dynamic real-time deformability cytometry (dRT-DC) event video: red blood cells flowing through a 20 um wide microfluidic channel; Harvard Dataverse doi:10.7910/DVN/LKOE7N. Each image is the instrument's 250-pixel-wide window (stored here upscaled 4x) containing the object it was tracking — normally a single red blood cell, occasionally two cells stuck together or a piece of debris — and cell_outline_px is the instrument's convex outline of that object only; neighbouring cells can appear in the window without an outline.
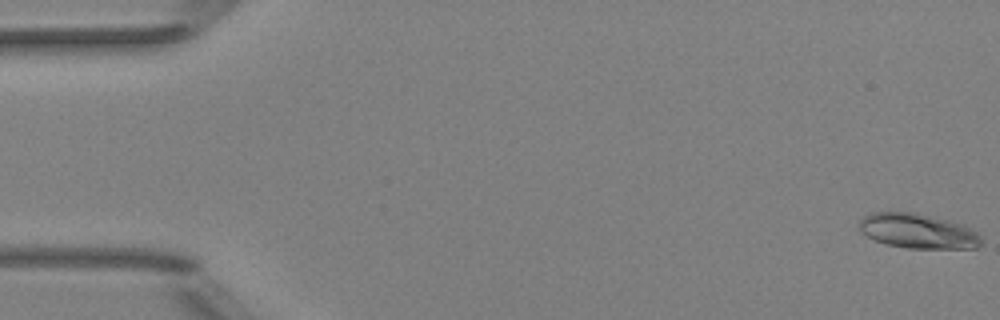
{"species": "Egyptian fruit bat (a non-hibernating species)", "species_latin": "Rousettus aegyptiacus", "temperature_condition": "room temperature", "stored_images_in_passage": 52, "camera_frame_rate_fps": 3000, "um_per_image_px": 0.085, "animal": {"sex": "female"}, "frame": {"image": 1, "passage_image": 1, "time_ms": 0.0, "image_size_px": [1000, 320], "cell_outline_px": [[984, 240], [976, 248], [908, 248], [888, 244], [876, 240], [860, 232], [860, 220], [864, 216], [872, 212], [916, 212], [964, 224], [972, 228]], "centroid_in_image_um": [78.06, 19.63], "position_along_channel_um": 6.9, "area_um2": 24.74}}
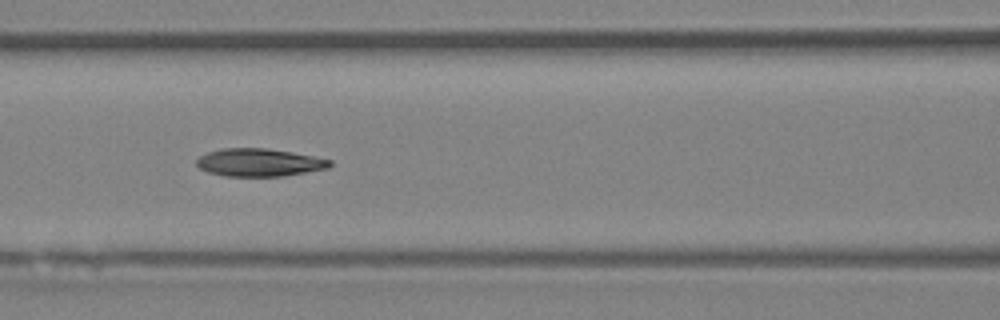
{"frame": {"image": 2, "passage_image": 23, "time_ms": 7.333, "image_size_px": [1000, 320], "cell_outline_px": [[332, 164], [328, 168], [284, 176], [224, 176], [208, 172], [200, 168], [196, 164], [196, 160], [200, 156], [208, 152], [220, 148], [268, 148], [292, 152], [332, 160]], "centroid_in_image_um": [22.02, 13.81], "position_along_channel_um": 144.6, "area_um2": 21.62}}
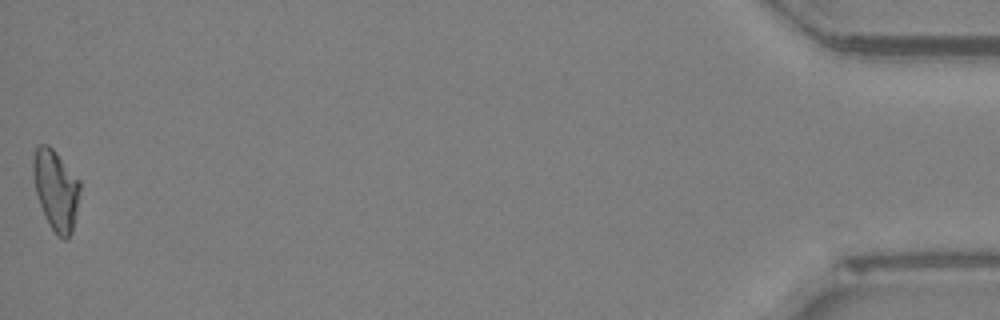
{"frame": {"image": 3, "passage_image": 52, "time_ms": 17.0, "image_size_px": [1000, 320], "cell_outline_px": [[80, 188], [76, 212], [72, 232], [64, 240], [52, 228], [44, 216], [36, 192], [32, 172], [32, 160], [36, 148], [40, 144], [48, 144], [56, 152], [80, 180]], "centroid_in_image_um": [4.74, 16.1], "position_along_channel_um": 430.5, "area_um2": 21.68}, "authors_computed_cell_mechanics": {"area_um2": 21.9351, "velocity_mm_per_s": 3.9946, "shape_relaxation_time_tau1_ms": null, "shape_relaxation_time_tau2_ms": 6.238, "deformation_change_tau1": null, "deformation_change_tau2": 0.1316}}